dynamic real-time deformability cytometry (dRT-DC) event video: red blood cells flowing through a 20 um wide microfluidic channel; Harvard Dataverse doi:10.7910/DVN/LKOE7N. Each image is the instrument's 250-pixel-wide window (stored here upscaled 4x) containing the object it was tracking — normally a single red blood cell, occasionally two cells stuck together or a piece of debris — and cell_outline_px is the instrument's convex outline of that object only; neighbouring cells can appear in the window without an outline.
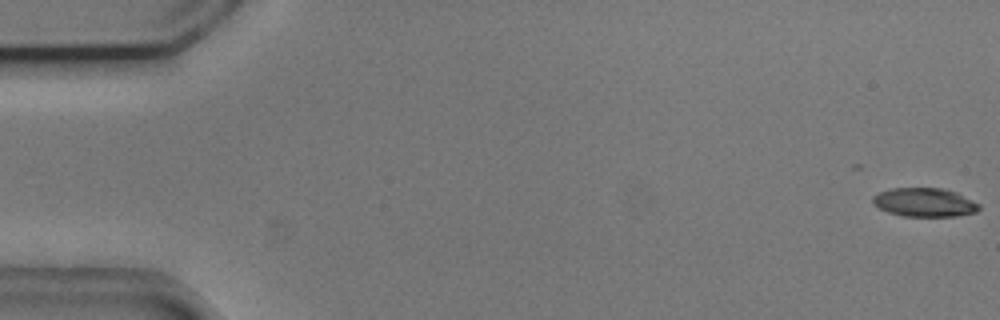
{"species": "common noctule bat (a hibernating species)", "species_latin": "Nyctalus noctula", "temperature_condition": "cold", "stored_images_in_passage": 10, "camera_frame_rate_fps": 3000, "um_per_image_px": 0.085, "animal": {"sex": "male", "body_mass_g": 20.5, "forearm_length_mm": 52.5}, "frame": {"image": 1, "passage_image": 1, "time_ms": 0.0, "image_size_px": [1000, 320], "cell_outline_px": [[980, 208], [976, 212], [956, 216], [904, 216], [888, 212], [872, 204], [872, 196], [880, 192], [892, 188], [944, 188], [956, 192], [980, 204]], "centroid_in_image_um": [78.58, 17.2], "position_along_channel_um": 6.4, "area_um2": 17.8}}